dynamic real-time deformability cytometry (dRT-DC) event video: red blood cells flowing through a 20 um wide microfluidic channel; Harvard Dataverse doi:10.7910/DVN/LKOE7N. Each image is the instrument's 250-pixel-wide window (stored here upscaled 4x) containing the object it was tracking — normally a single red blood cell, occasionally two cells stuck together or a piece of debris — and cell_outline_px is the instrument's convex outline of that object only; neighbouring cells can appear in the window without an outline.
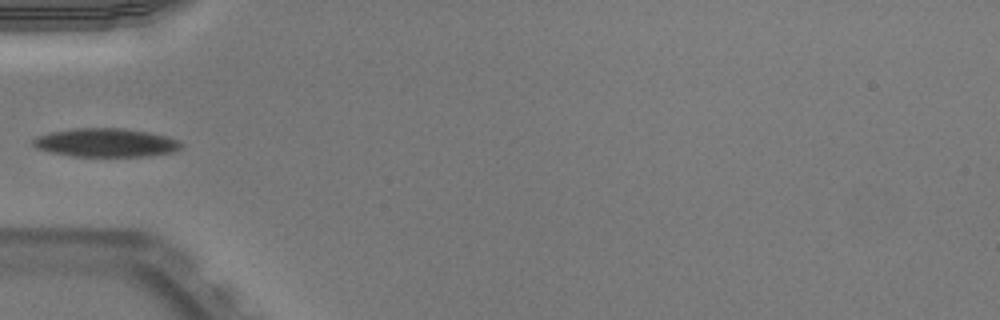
{"species": "Egyptian fruit bat (a non-hibernating species)", "species_latin": "Rousettus aegyptiacus", "temperature_condition": "warm", "stored_images_in_passage": 37, "camera_frame_rate_fps": 3000, "um_per_image_px": 0.085, "animal": {"sex": "male"}, "frame": {"image": 1, "passage_image": 1, "time_ms": 0.0, "image_size_px": [1000, 320], "cell_outline_px": [[184, 144], [180, 148], [172, 152], [148, 156], [72, 156], [52, 152], [36, 148], [32, 144], [32, 140], [36, 136], [48, 132], [76, 128], [124, 128], [148, 132], [168, 136]], "centroid_in_image_um": [8.98, 12.12], "position_along_channel_um": 76.0, "area_um2": 24.68}}